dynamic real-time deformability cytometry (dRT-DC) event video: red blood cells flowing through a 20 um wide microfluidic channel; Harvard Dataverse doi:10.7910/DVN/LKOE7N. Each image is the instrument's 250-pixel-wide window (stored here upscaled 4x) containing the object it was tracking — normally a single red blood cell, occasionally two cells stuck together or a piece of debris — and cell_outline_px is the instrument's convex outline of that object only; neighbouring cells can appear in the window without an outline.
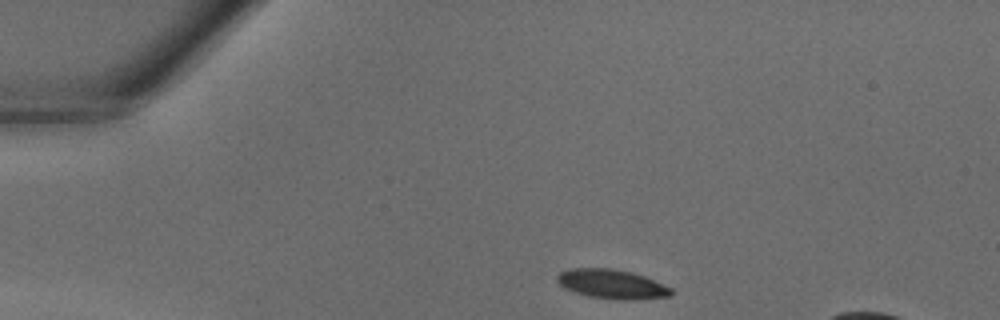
{"species": "common noctule bat (a hibernating species)", "species_latin": "Nyctalus noctula", "temperature_condition": "warm", "stored_images_in_passage": 31, "camera_frame_rate_fps": 3000, "um_per_image_px": 0.085, "animal": {"sex": "male", "body_mass_g": 18.8}, "frame": {"image": 1, "passage_image": 1, "time_ms": 0.0, "image_size_px": [1000, 320], "cell_outline_px": [[672, 296], [624, 300], [588, 296], [564, 288], [556, 280], [556, 276], [560, 272], [568, 268], [612, 268], [632, 272], [644, 276], [672, 288]], "centroid_in_image_um": [51.98, 24.13], "position_along_channel_um": 33.0, "area_um2": 19.36}}
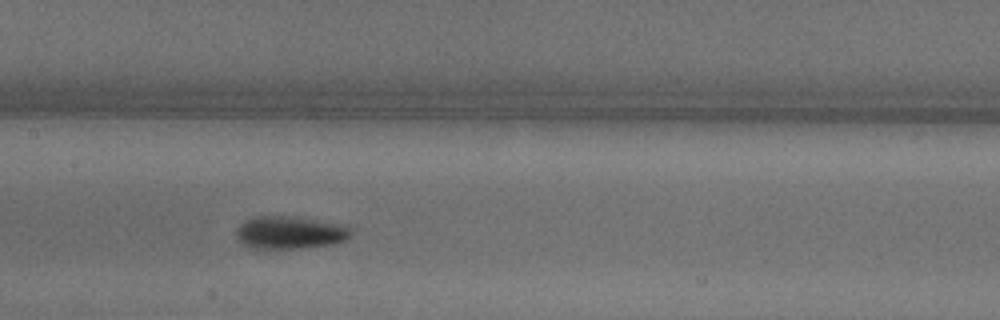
{"frame": {"image": 2, "passage_image": 13, "time_ms": 4.0, "image_size_px": [1000, 320], "cell_outline_px": [[352, 232], [344, 240], [332, 244], [300, 248], [252, 248], [244, 244], [236, 236], [236, 228], [244, 220], [252, 216], [292, 216], [348, 224]], "centroid_in_image_um": [24.65, 19.74], "position_along_channel_um": 182.8, "area_um2": 22.02}}
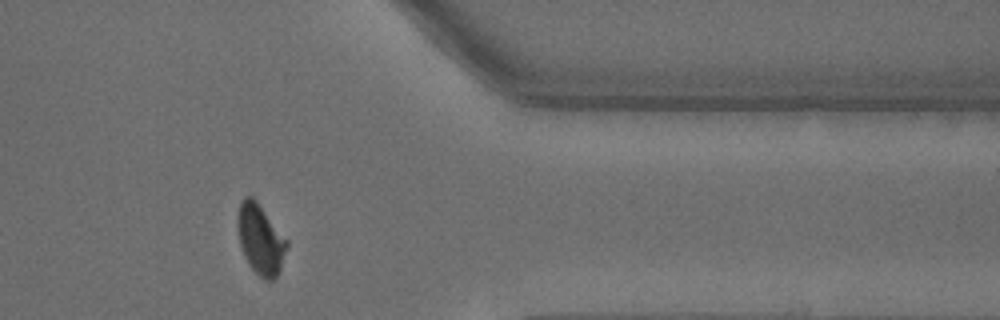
{"frame": {"image": 3, "passage_image": 26, "time_ms": 8.333, "image_size_px": [1000, 320], "cell_outline_px": [[288, 244], [280, 268], [276, 276], [272, 280], [264, 280], [248, 264], [244, 256], [240, 244], [236, 228], [236, 216], [240, 204], [244, 196], [252, 196], [256, 200], [288, 240]], "centroid_in_image_um": [22.11, 20.31], "position_along_channel_um": 389.3, "area_um2": 20.11}}